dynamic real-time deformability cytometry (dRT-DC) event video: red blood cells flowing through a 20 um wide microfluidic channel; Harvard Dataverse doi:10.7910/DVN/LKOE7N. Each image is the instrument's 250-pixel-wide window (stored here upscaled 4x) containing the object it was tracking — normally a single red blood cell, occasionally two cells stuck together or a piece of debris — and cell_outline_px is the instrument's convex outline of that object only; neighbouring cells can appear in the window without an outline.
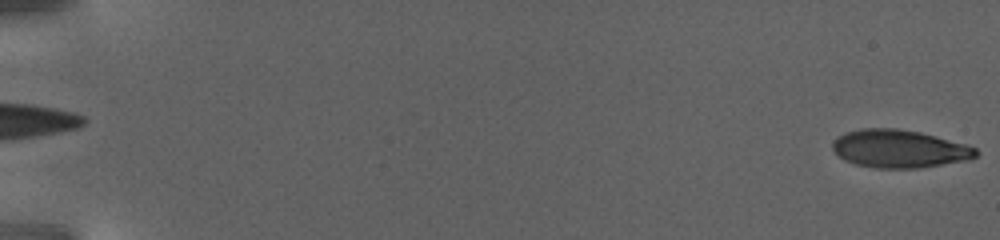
{"species": "human", "species_latin": "Homo sapiens", "temperature_condition": "warm", "stored_images_in_passage": 103, "camera_frame_rate_fps": 3000, "um_per_image_px": 0.085, "donor": {"sex": "female"}, "frame": {"image": 1, "passage_image": 1, "time_ms": 0.0, "image_size_px": [1000, 240], "cell_outline_px": [[980, 152], [976, 156], [964, 160], [916, 168], [876, 168], [856, 164], [844, 160], [832, 148], [832, 144], [840, 136], [848, 132], [864, 128], [896, 128], [920, 132], [964, 144], [976, 148]], "centroid_in_image_um": [76.43, 12.64], "position_along_channel_um": 8.6, "area_um2": 31.1}}
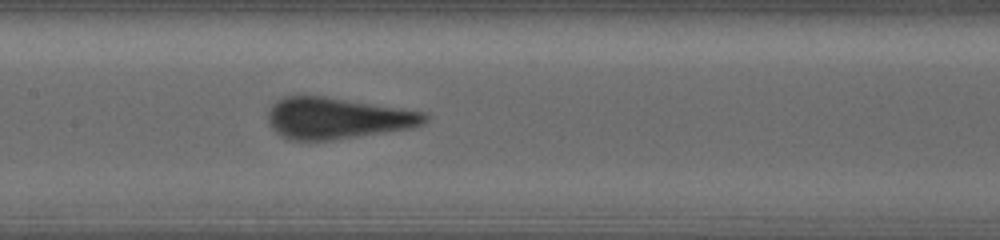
{"frame": {"image": 2, "passage_image": 54, "time_ms": 17.667, "image_size_px": [1000, 240], "cell_outline_px": [[432, 116], [424, 124], [412, 128], [308, 144], [288, 140], [280, 136], [268, 124], [268, 112], [272, 104], [276, 100], [284, 96], [324, 96], [428, 112]], "centroid_in_image_um": [28.66, 10.08], "position_along_channel_um": 178.7, "area_um2": 38.9}}
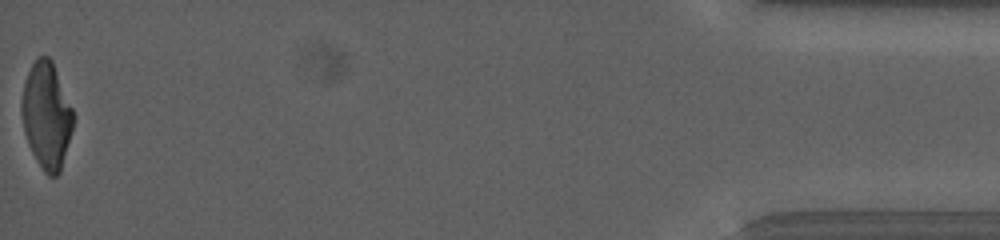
{"frame": {"image": 3, "passage_image": 103, "time_ms": 34.0, "image_size_px": [1000, 240], "cell_outline_px": [[72, 128], [60, 172], [56, 176], [48, 176], [44, 172], [36, 160], [28, 144], [24, 132], [20, 112], [20, 104], [24, 84], [28, 72], [36, 56], [48, 56], [52, 60], [72, 108]], "centroid_in_image_um": [3.92, 9.8], "position_along_channel_um": 431.3, "area_um2": 31.79}}